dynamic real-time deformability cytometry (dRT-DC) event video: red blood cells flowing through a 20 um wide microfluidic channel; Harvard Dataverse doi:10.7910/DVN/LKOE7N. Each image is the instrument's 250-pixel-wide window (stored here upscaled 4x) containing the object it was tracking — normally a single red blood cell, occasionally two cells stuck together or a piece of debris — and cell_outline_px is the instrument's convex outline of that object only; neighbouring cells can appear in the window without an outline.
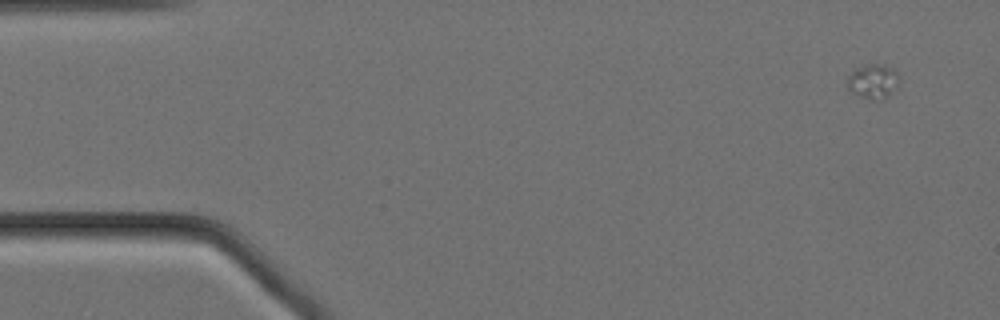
{"species": "Egyptian fruit bat (a non-hibernating species)", "species_latin": "Rousettus aegyptiacus", "temperature_condition": "cold", "stored_images_in_passage": 20, "camera_frame_rate_fps": 3000, "um_per_image_px": 0.085, "animal": {"sex": "female"}, "frame": {"image": 1, "passage_image": 4, "time_ms": 1.0, "image_size_px": [1000, 320], "cell_outline_px": [[900, 76], [896, 88], [888, 96], [876, 100], [868, 100], [852, 92], [848, 88], [848, 76], [856, 68], [864, 64], [884, 64], [892, 68]], "centroid_in_image_um": [74.22, 6.9], "position_along_channel_um": 10.8, "area_um2": 10.46}}